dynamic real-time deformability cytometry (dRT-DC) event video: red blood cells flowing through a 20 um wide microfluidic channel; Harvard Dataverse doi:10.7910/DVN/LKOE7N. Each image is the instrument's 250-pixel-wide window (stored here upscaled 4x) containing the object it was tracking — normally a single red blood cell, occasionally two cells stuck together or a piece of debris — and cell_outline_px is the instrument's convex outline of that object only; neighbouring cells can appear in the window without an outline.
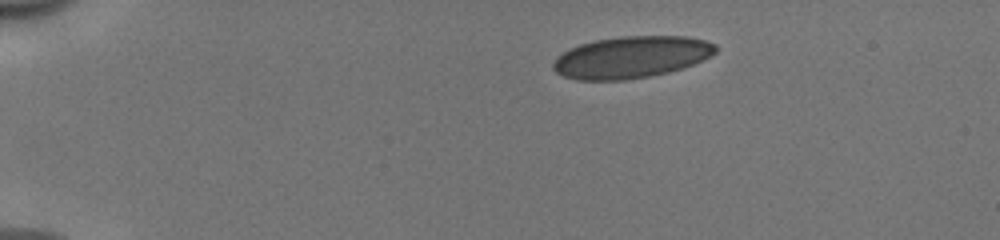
{"species": "human", "species_latin": "Homo sapiens", "temperature_condition": "cold", "stored_images_in_passage": 10, "camera_frame_rate_fps": 3000, "um_per_image_px": 0.085, "donor": {"sex": "male"}, "frame": {"image": 1, "passage_image": 1, "time_ms": 0.0, "image_size_px": [1000, 240], "cell_outline_px": [[716, 52], [684, 68], [668, 72], [648, 76], [624, 80], [576, 80], [564, 76], [556, 72], [552, 68], [552, 64], [556, 56], [568, 48], [580, 44], [596, 40], [620, 36], [688, 36], [704, 40], [716, 44]], "centroid_in_image_um": [53.61, 4.85], "position_along_channel_um": 31.4, "area_um2": 39.59}}
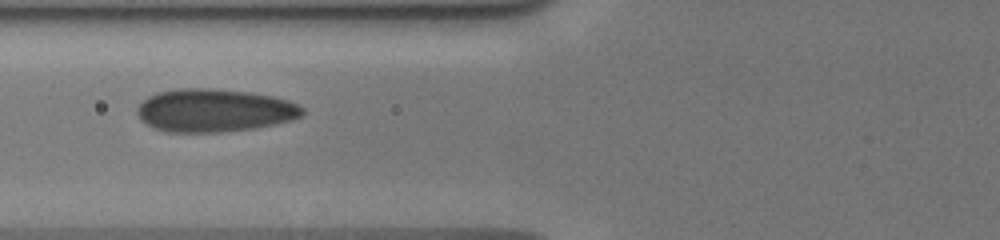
{"frame": {"image": 2, "passage_image": 7, "time_ms": 2.0, "image_size_px": [1000, 240], "cell_outline_px": [[304, 112], [300, 116], [292, 120], [276, 124], [256, 128], [224, 132], [164, 132], [152, 128], [140, 120], [136, 112], [136, 108], [148, 96], [156, 92], [180, 88], [208, 88], [252, 92], [272, 96], [288, 100], [304, 108]], "centroid_in_image_um": [18.19, 9.39], "position_along_channel_um": 107.6, "area_um2": 41.85}}
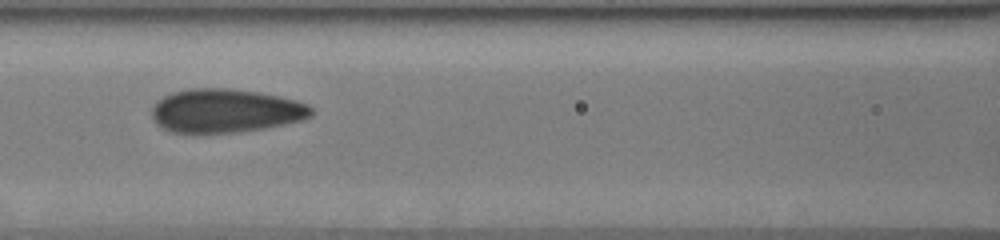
{"frame": {"image": 3, "passage_image": 9, "time_ms": 2.667, "image_size_px": [1000, 240], "cell_outline_px": [[316, 112], [312, 116], [304, 120], [264, 128], [236, 132], [172, 132], [156, 124], [152, 116], [152, 104], [156, 100], [172, 92], [188, 88], [228, 88], [260, 92], [280, 96], [296, 100], [308, 104]], "centroid_in_image_um": [19.19, 9.4], "position_along_channel_um": 147.4, "area_um2": 40.86}}